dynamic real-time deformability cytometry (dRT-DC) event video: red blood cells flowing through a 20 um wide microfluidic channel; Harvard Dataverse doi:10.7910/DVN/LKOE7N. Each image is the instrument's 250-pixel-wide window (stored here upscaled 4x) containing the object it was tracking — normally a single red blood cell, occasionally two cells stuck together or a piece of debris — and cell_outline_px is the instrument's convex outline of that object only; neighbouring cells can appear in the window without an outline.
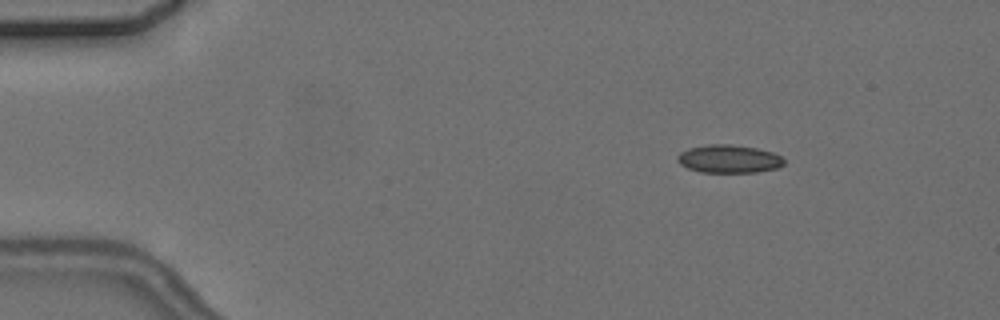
{"species": "common noctule bat (a hibernating species)", "species_latin": "Nyctalus noctula", "temperature_condition": "cold", "stored_images_in_passage": 5, "camera_frame_rate_fps": 3000, "um_per_image_px": 0.085, "animal": {"sex": "female", "body_mass_g": 24.6, "forearm_length_mm": 56.2}, "frame": {"image": 1, "passage_image": 1, "time_ms": 0.0, "image_size_px": [1000, 320], "cell_outline_px": [[784, 164], [776, 168], [756, 172], [700, 172], [688, 168], [680, 164], [676, 160], [676, 156], [680, 152], [688, 148], [708, 144], [732, 144], [756, 148], [772, 152], [780, 156], [784, 160]], "centroid_in_image_um": [61.91, 13.5], "position_along_channel_um": 23.1, "area_um2": 17.46}}
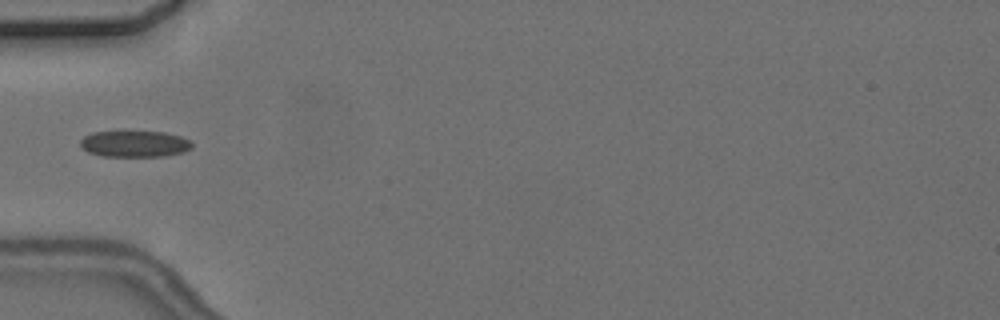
{"frame": {"image": 2, "passage_image": 4, "time_ms": 3.667, "image_size_px": [1000, 320], "cell_outline_px": [[192, 148], [184, 152], [164, 156], [100, 156], [88, 152], [80, 144], [80, 140], [84, 136], [92, 132], [164, 132], [180, 136], [188, 140], [192, 144]], "centroid_in_image_um": [11.44, 12.23], "position_along_channel_um": 73.6, "area_um2": 16.99}}
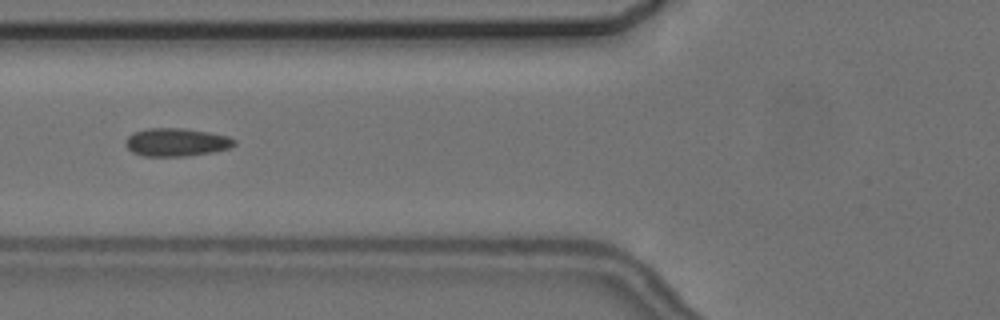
{"frame": {"image": 3, "passage_image": 5, "time_ms": 4.667, "image_size_px": [1000, 320], "cell_outline_px": [[236, 144], [228, 148], [212, 152], [184, 156], [144, 156], [132, 152], [124, 144], [124, 140], [132, 132], [148, 128], [184, 128], [208, 132], [228, 136], [236, 140]], "centroid_in_image_um": [14.95, 12.08], "position_along_channel_um": 110.8, "area_um2": 17.86}}